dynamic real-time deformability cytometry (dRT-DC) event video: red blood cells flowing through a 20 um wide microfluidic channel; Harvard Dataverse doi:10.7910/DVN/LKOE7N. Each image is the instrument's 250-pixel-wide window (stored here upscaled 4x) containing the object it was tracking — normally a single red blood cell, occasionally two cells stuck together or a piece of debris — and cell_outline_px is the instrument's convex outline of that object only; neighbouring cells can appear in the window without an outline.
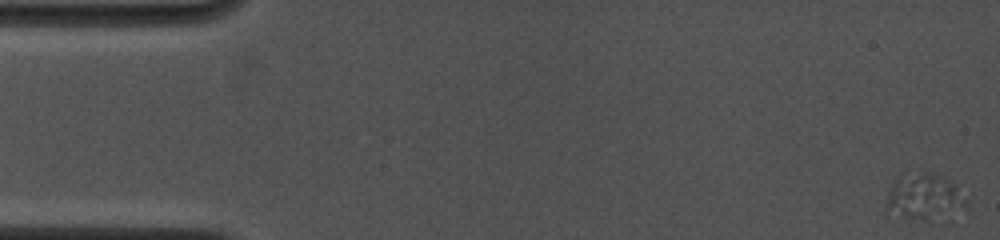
{"species": "common noctule bat (a hibernating species)", "species_latin": "Nyctalus noctula", "temperature_condition": "cold", "stored_images_in_passage": 55, "camera_frame_rate_fps": 4500, "um_per_image_px": 0.085, "animal": {"sex": "female", "body_mass_g": 19.0, "forearm_length_mm": 53.3}, "frame": {"image": 1, "passage_image": 1, "time_ms": 0.0, "image_size_px": [1000, 240], "cell_outline_px": [[968, 212], [928, 220], [924, 220], [900, 216], [884, 208], [888, 192], [892, 180], [900, 172], [928, 172], [940, 176], [956, 184], [968, 200]], "centroid_in_image_um": [78.61, 16.71], "position_along_channel_um": 6.4, "area_um2": 22.43}}
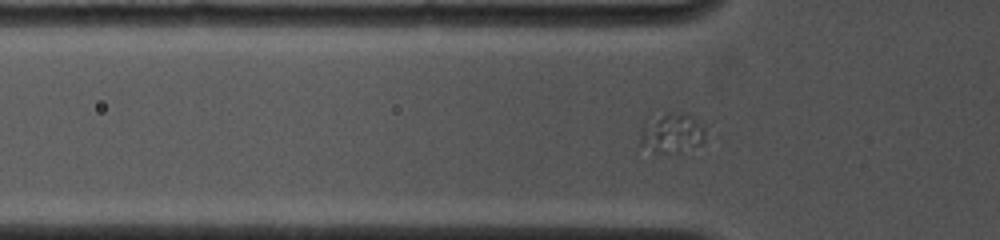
{"frame": {"image": 2, "passage_image": 24, "time_ms": 5.111, "image_size_px": [1000, 240], "cell_outline_px": [[708, 124], [704, 140], [700, 144], [680, 152], [652, 152], [636, 144], [644, 120], [648, 116], [668, 112], [684, 112]], "centroid_in_image_um": [57.08, 11.26], "position_along_channel_um": 68.7, "area_um2": 16.24}}
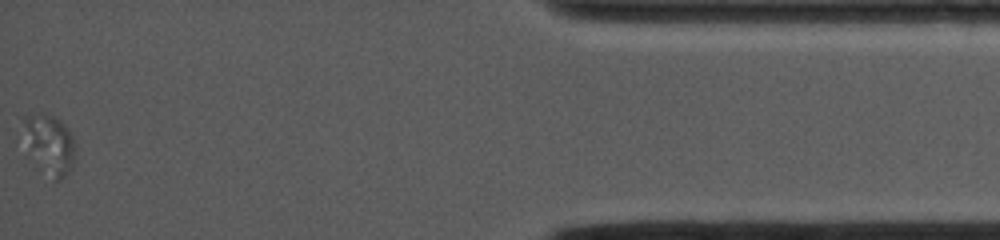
{"frame": {"image": 3, "passage_image": 55, "time_ms": 16.222, "image_size_px": [1000, 240], "cell_outline_px": [[76, 152], [64, 176], [60, 180], [56, 180], [32, 144], [24, 120], [44, 116], [52, 116], [60, 120], [64, 124], [72, 136]], "centroid_in_image_um": [4.43, 12.2], "position_along_channel_um": 430.8, "area_um2": 14.51}}